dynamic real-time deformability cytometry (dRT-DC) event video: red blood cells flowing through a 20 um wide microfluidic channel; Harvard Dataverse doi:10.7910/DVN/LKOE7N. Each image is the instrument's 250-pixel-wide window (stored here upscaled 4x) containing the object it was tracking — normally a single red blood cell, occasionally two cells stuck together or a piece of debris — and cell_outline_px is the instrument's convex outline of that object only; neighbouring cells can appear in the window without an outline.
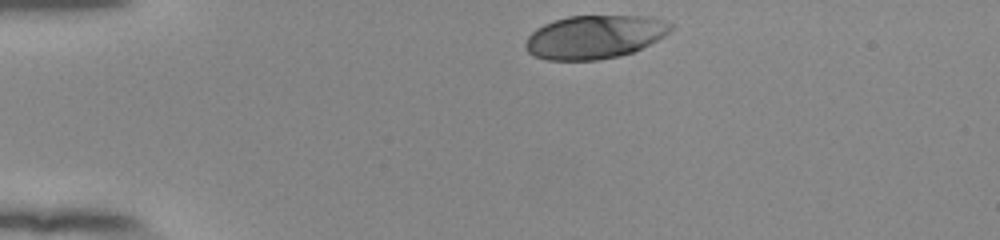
{"species": "human", "species_latin": "Homo sapiens", "temperature_condition": "room temperature", "stored_images_in_passage": 34, "camera_frame_rate_fps": 3000, "um_per_image_px": 0.085, "donor": {"sex": "female"}, "frame": {"image": 1, "passage_image": 1, "time_ms": 0.0, "image_size_px": [1000, 240], "cell_outline_px": [[672, 28], [664, 36], [632, 52], [620, 56], [596, 60], [548, 60], [532, 56], [524, 48], [524, 44], [528, 36], [536, 28], [544, 24], [568, 16], [648, 16], [664, 20], [672, 24]], "centroid_in_image_um": [50.5, 3.14], "position_along_channel_um": 34.5, "area_um2": 36.7}}
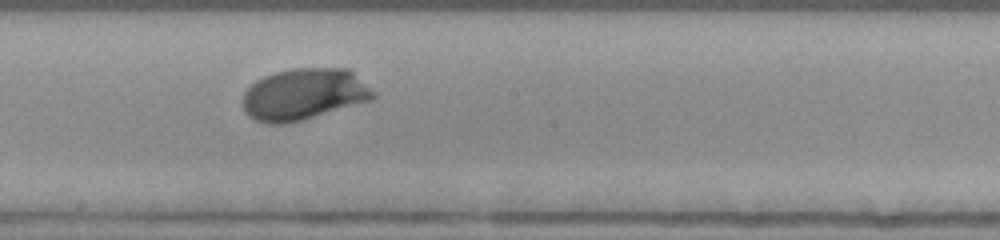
{"frame": {"image": 2, "passage_image": 20, "time_ms": 6.333, "image_size_px": [1000, 240], "cell_outline_px": [[376, 96], [372, 100], [304, 120], [288, 124], [264, 124], [256, 120], [244, 112], [244, 92], [256, 80], [264, 76], [276, 72], [292, 68], [348, 68], [376, 92]], "centroid_in_image_um": [25.85, 8.02], "position_along_channel_um": 222.3, "area_um2": 39.42}}
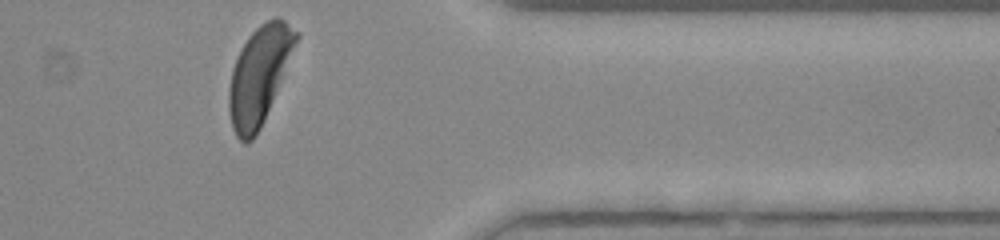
{"frame": {"image": 3, "passage_image": 34, "time_ms": 11.0, "image_size_px": [1000, 240], "cell_outline_px": [[300, 36], [264, 120], [256, 136], [248, 144], [244, 144], [236, 136], [232, 128], [228, 112], [228, 92], [232, 68], [244, 44], [252, 32], [260, 24], [276, 16], [280, 16], [300, 32]], "centroid_in_image_um": [22.04, 6.4], "position_along_channel_um": 389.4, "area_um2": 38.09}, "authors_computed_cell_mechanics": {"area_um2": 38.6104, "velocity_mm_per_s": 3.8632, "shape_relaxation_time_tau1_ms": 2.3014, "shape_relaxation_time_tau2_ms": null, "deformation_change_tau1": 0.1869, "deformation_change_tau2": null}}